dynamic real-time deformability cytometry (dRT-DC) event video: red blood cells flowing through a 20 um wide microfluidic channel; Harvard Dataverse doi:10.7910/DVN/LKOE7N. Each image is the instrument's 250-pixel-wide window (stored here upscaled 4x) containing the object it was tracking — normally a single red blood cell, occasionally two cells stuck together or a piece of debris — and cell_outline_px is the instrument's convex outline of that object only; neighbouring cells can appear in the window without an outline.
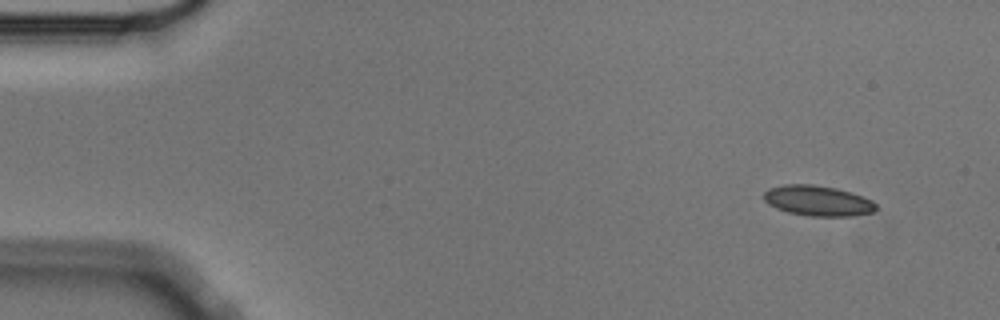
{"species": "Egyptian fruit bat (a non-hibernating species)", "species_latin": "Rousettus aegyptiacus", "temperature_condition": "cold", "stored_images_in_passage": 5, "camera_frame_rate_fps": 3000, "um_per_image_px": 0.085, "animal": {"sex": "male"}, "frame": {"image": 1, "passage_image": 1, "time_ms": 0.0, "image_size_px": [1000, 320], "cell_outline_px": [[876, 208], [872, 212], [848, 216], [808, 216], [788, 212], [776, 208], [768, 204], [764, 200], [764, 192], [768, 188], [784, 184], [812, 184], [836, 188], [872, 200], [876, 204]], "centroid_in_image_um": [69.46, 17.06], "position_along_channel_um": 15.5, "area_um2": 19.71}}
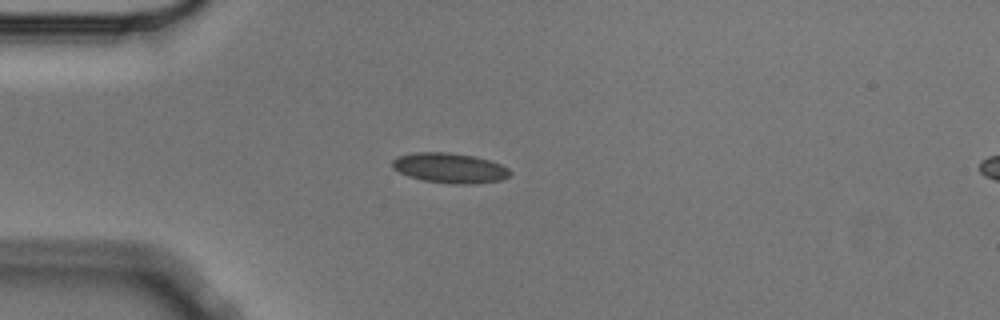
{"frame": {"image": 2, "passage_image": 4, "time_ms": 1.0, "image_size_px": [1000, 320], "cell_outline_px": [[512, 172], [508, 176], [500, 180], [476, 184], [452, 184], [424, 180], [408, 176], [392, 168], [392, 160], [400, 156], [416, 152], [448, 152], [476, 156], [500, 164], [508, 168]], "centroid_in_image_um": [38.24, 14.28], "position_along_channel_um": 46.8, "area_um2": 20.58}}
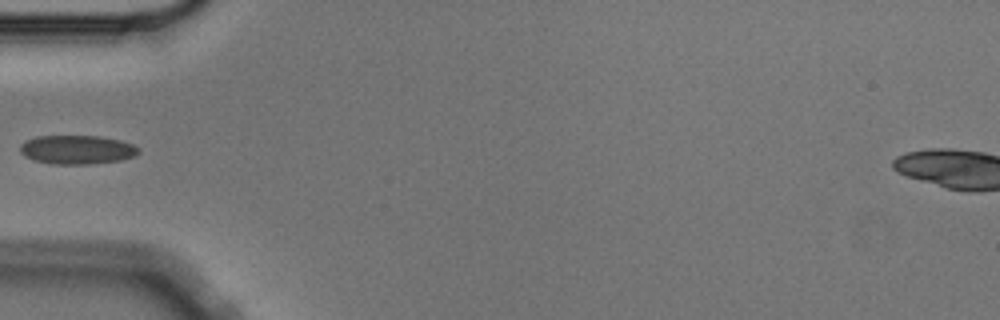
{"frame": {"image": 3, "passage_image": 5, "time_ms": 1.333, "image_size_px": [1000, 320], "cell_outline_px": [[140, 152], [136, 156], [120, 160], [88, 164], [52, 164], [32, 160], [24, 156], [20, 152], [20, 144], [36, 136], [100, 136], [120, 140], [132, 144], [140, 148]], "centroid_in_image_um": [6.55, 12.72], "position_along_channel_um": 78.4, "area_um2": 20.06}}